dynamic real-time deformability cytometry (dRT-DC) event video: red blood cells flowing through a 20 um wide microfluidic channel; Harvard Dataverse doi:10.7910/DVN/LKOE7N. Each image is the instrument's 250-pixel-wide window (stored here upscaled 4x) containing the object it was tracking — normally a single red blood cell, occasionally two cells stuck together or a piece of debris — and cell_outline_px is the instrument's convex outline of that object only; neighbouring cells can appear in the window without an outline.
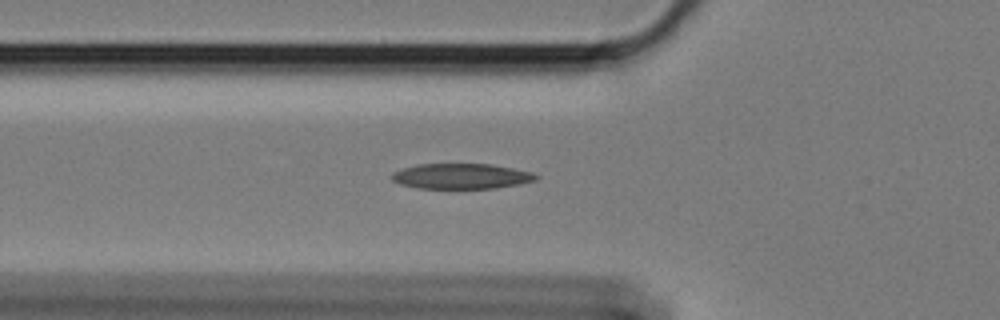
{"species": "Egyptian fruit bat (a non-hibernating species)", "species_latin": "Rousettus aegyptiacus", "temperature_condition": "cold", "stored_images_in_passage": 3, "camera_frame_rate_fps": 3000, "um_per_image_px": 0.085, "animal": {"sex": "female"}, "frame": {"image": 1, "passage_image": 2, "time_ms": 0.333, "image_size_px": [1000, 320], "cell_outline_px": [[540, 176], [536, 180], [496, 188], [416, 188], [400, 184], [392, 180], [392, 172], [416, 164], [488, 164], [512, 168], [532, 172]], "centroid_in_image_um": [39.19, 14.97], "position_along_channel_um": 86.6, "area_um2": 21.15}}